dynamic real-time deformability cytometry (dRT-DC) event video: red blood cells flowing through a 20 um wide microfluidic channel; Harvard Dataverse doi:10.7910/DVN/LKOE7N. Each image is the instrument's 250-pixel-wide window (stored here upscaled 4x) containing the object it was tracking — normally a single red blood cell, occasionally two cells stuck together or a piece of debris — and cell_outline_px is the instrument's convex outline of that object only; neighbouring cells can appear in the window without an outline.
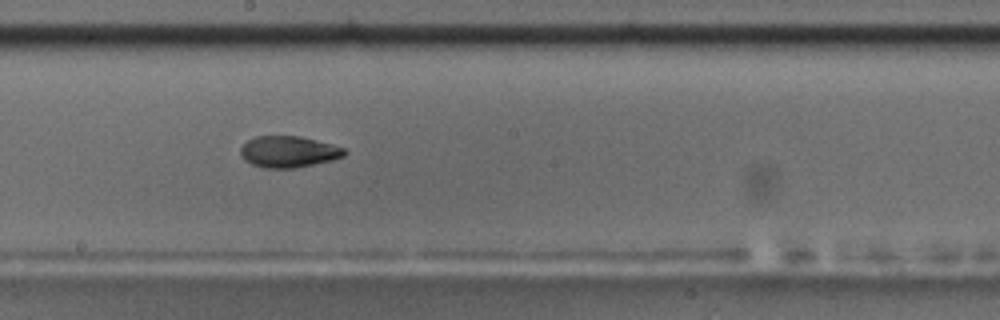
{"species": "common noctule bat (a hibernating species)", "species_latin": "Nyctalus noctula", "temperature_condition": "room temperature", "stored_images_in_passage": 48, "camera_frame_rate_fps": 3000, "um_per_image_px": 0.085, "animal": {"sex": "male", "body_mass_g": 17.5, "forearm_length_mm": 52.3}, "frame": {"image": 1, "passage_image": 28, "time_ms": 9.0, "image_size_px": [1000, 320], "cell_outline_px": [[348, 152], [344, 156], [332, 160], [296, 168], [264, 168], [252, 164], [244, 160], [240, 152], [240, 148], [248, 140], [256, 136], [300, 136], [344, 148]], "centroid_in_image_um": [24.51, 12.9], "position_along_channel_um": 223.7, "area_um2": 18.9}, "authors_computed_cell_mechanics": {"area_um2": 18.8428, "velocity_mm_per_s": 3.7275, "shape_relaxation_time_tau1_ms": 5.8059, "shape_relaxation_time_tau2_ms": 5.4615, "deformation_change_tau1": 0.1905, "deformation_change_tau2": 0.1224}}